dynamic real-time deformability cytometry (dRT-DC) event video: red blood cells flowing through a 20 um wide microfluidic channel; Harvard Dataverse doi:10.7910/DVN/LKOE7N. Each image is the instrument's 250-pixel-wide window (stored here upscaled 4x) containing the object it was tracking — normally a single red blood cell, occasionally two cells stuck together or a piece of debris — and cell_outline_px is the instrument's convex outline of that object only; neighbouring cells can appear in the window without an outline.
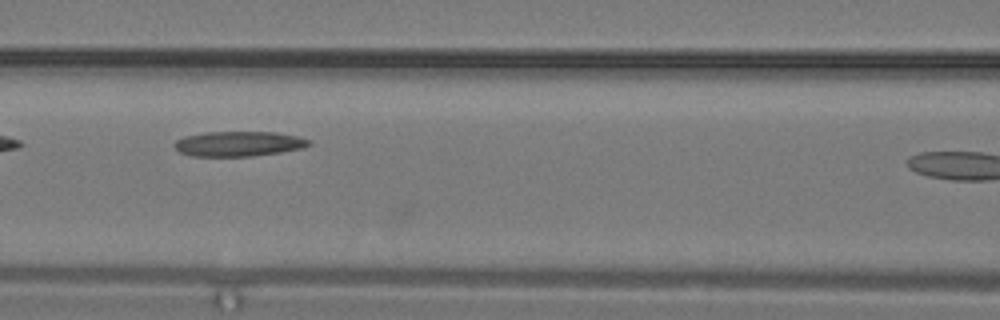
{"species": "common noctule bat (a hibernating species)", "species_latin": "Nyctalus noctula", "temperature_condition": "warm", "stored_images_in_passage": 13, "camera_frame_rate_fps": 3000, "um_per_image_px": 0.085, "animal": {"sex": "male", "body_mass_g": 19.2, "forearm_length_mm": 51.8}, "frame": {"image": 1, "passage_image": 9, "time_ms": 2.667, "image_size_px": [1000, 320], "cell_outline_px": [[312, 144], [304, 148], [280, 152], [252, 156], [192, 156], [180, 152], [172, 144], [176, 140], [184, 136], [204, 132], [272, 132], [300, 136], [312, 140]], "centroid_in_image_um": [20.31, 12.21], "position_along_channel_um": 146.3, "area_um2": 19.77}}
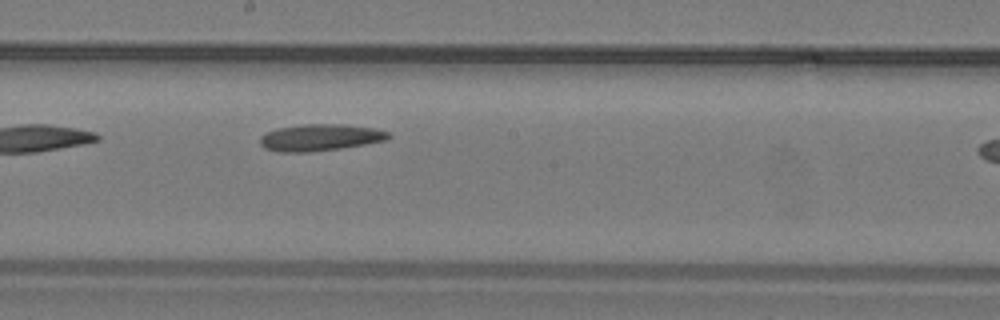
{"frame": {"image": 2, "passage_image": 12, "time_ms": 3.667, "image_size_px": [1000, 320], "cell_outline_px": [[392, 136], [388, 140], [340, 148], [308, 152], [276, 152], [264, 148], [260, 144], [260, 136], [264, 132], [280, 128], [304, 124], [348, 124], [372, 128], [388, 132]], "centroid_in_image_um": [27.19, 11.69], "position_along_channel_um": 221.0, "area_um2": 20.06}}